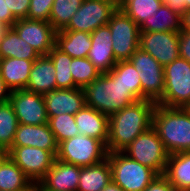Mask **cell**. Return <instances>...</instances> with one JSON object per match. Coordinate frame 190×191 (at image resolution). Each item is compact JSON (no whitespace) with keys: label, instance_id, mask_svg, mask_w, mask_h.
Instances as JSON below:
<instances>
[{"label":"cell","instance_id":"12","mask_svg":"<svg viewBox=\"0 0 190 191\" xmlns=\"http://www.w3.org/2000/svg\"><path fill=\"white\" fill-rule=\"evenodd\" d=\"M12 104L19 124L41 125L48 123V115L43 94L26 89L11 91Z\"/></svg>","mask_w":190,"mask_h":191},{"label":"cell","instance_id":"7","mask_svg":"<svg viewBox=\"0 0 190 191\" xmlns=\"http://www.w3.org/2000/svg\"><path fill=\"white\" fill-rule=\"evenodd\" d=\"M190 102V62L178 57L164 67V93L157 103L184 108Z\"/></svg>","mask_w":190,"mask_h":191},{"label":"cell","instance_id":"49","mask_svg":"<svg viewBox=\"0 0 190 191\" xmlns=\"http://www.w3.org/2000/svg\"><path fill=\"white\" fill-rule=\"evenodd\" d=\"M112 1H114L119 6L124 0H112Z\"/></svg>","mask_w":190,"mask_h":191},{"label":"cell","instance_id":"42","mask_svg":"<svg viewBox=\"0 0 190 191\" xmlns=\"http://www.w3.org/2000/svg\"><path fill=\"white\" fill-rule=\"evenodd\" d=\"M190 32V10L182 15L181 30Z\"/></svg>","mask_w":190,"mask_h":191},{"label":"cell","instance_id":"28","mask_svg":"<svg viewBox=\"0 0 190 191\" xmlns=\"http://www.w3.org/2000/svg\"><path fill=\"white\" fill-rule=\"evenodd\" d=\"M47 55L51 58L55 66L57 89H72L78 87L74 83L73 76L70 71L72 58L60 50L56 45Z\"/></svg>","mask_w":190,"mask_h":191},{"label":"cell","instance_id":"41","mask_svg":"<svg viewBox=\"0 0 190 191\" xmlns=\"http://www.w3.org/2000/svg\"><path fill=\"white\" fill-rule=\"evenodd\" d=\"M10 94L11 90L0 77V104L8 102L10 99Z\"/></svg>","mask_w":190,"mask_h":191},{"label":"cell","instance_id":"34","mask_svg":"<svg viewBox=\"0 0 190 191\" xmlns=\"http://www.w3.org/2000/svg\"><path fill=\"white\" fill-rule=\"evenodd\" d=\"M70 71L73 76L74 83L79 88H84L101 74V72L87 57L72 58Z\"/></svg>","mask_w":190,"mask_h":191},{"label":"cell","instance_id":"43","mask_svg":"<svg viewBox=\"0 0 190 191\" xmlns=\"http://www.w3.org/2000/svg\"><path fill=\"white\" fill-rule=\"evenodd\" d=\"M101 191H124L121 187L117 184L113 183L112 181L104 187Z\"/></svg>","mask_w":190,"mask_h":191},{"label":"cell","instance_id":"2","mask_svg":"<svg viewBox=\"0 0 190 191\" xmlns=\"http://www.w3.org/2000/svg\"><path fill=\"white\" fill-rule=\"evenodd\" d=\"M152 127L169 154L190 152V114L184 108L156 104Z\"/></svg>","mask_w":190,"mask_h":191},{"label":"cell","instance_id":"25","mask_svg":"<svg viewBox=\"0 0 190 191\" xmlns=\"http://www.w3.org/2000/svg\"><path fill=\"white\" fill-rule=\"evenodd\" d=\"M164 176L176 189H190V152L169 154Z\"/></svg>","mask_w":190,"mask_h":191},{"label":"cell","instance_id":"47","mask_svg":"<svg viewBox=\"0 0 190 191\" xmlns=\"http://www.w3.org/2000/svg\"><path fill=\"white\" fill-rule=\"evenodd\" d=\"M183 5L186 6L187 11L190 10V0H182Z\"/></svg>","mask_w":190,"mask_h":191},{"label":"cell","instance_id":"48","mask_svg":"<svg viewBox=\"0 0 190 191\" xmlns=\"http://www.w3.org/2000/svg\"><path fill=\"white\" fill-rule=\"evenodd\" d=\"M184 109L190 114V102L184 107Z\"/></svg>","mask_w":190,"mask_h":191},{"label":"cell","instance_id":"22","mask_svg":"<svg viewBox=\"0 0 190 191\" xmlns=\"http://www.w3.org/2000/svg\"><path fill=\"white\" fill-rule=\"evenodd\" d=\"M55 45L71 58H84L87 57L92 42L88 32L60 30L56 32Z\"/></svg>","mask_w":190,"mask_h":191},{"label":"cell","instance_id":"6","mask_svg":"<svg viewBox=\"0 0 190 191\" xmlns=\"http://www.w3.org/2000/svg\"><path fill=\"white\" fill-rule=\"evenodd\" d=\"M122 152L158 175H164L169 153L153 127L138 135Z\"/></svg>","mask_w":190,"mask_h":191},{"label":"cell","instance_id":"38","mask_svg":"<svg viewBox=\"0 0 190 191\" xmlns=\"http://www.w3.org/2000/svg\"><path fill=\"white\" fill-rule=\"evenodd\" d=\"M179 57L190 62V32L179 31Z\"/></svg>","mask_w":190,"mask_h":191},{"label":"cell","instance_id":"45","mask_svg":"<svg viewBox=\"0 0 190 191\" xmlns=\"http://www.w3.org/2000/svg\"><path fill=\"white\" fill-rule=\"evenodd\" d=\"M8 155V151L3 148L2 146H0V162L6 158V156Z\"/></svg>","mask_w":190,"mask_h":191},{"label":"cell","instance_id":"40","mask_svg":"<svg viewBox=\"0 0 190 191\" xmlns=\"http://www.w3.org/2000/svg\"><path fill=\"white\" fill-rule=\"evenodd\" d=\"M163 5L169 7L172 11L183 15L187 12L186 6L183 5L182 0H161Z\"/></svg>","mask_w":190,"mask_h":191},{"label":"cell","instance_id":"20","mask_svg":"<svg viewBox=\"0 0 190 191\" xmlns=\"http://www.w3.org/2000/svg\"><path fill=\"white\" fill-rule=\"evenodd\" d=\"M55 89V66L48 55H40L32 65L26 90L46 94Z\"/></svg>","mask_w":190,"mask_h":191},{"label":"cell","instance_id":"21","mask_svg":"<svg viewBox=\"0 0 190 191\" xmlns=\"http://www.w3.org/2000/svg\"><path fill=\"white\" fill-rule=\"evenodd\" d=\"M33 63L17 58L0 59V77L11 91L26 89Z\"/></svg>","mask_w":190,"mask_h":191},{"label":"cell","instance_id":"46","mask_svg":"<svg viewBox=\"0 0 190 191\" xmlns=\"http://www.w3.org/2000/svg\"><path fill=\"white\" fill-rule=\"evenodd\" d=\"M33 191H47V190H45V189L38 183V184H34Z\"/></svg>","mask_w":190,"mask_h":191},{"label":"cell","instance_id":"13","mask_svg":"<svg viewBox=\"0 0 190 191\" xmlns=\"http://www.w3.org/2000/svg\"><path fill=\"white\" fill-rule=\"evenodd\" d=\"M139 48L165 67L179 57V32H140Z\"/></svg>","mask_w":190,"mask_h":191},{"label":"cell","instance_id":"17","mask_svg":"<svg viewBox=\"0 0 190 191\" xmlns=\"http://www.w3.org/2000/svg\"><path fill=\"white\" fill-rule=\"evenodd\" d=\"M12 146L37 147L50 151L55 157L58 152V144L48 123L41 125L18 124Z\"/></svg>","mask_w":190,"mask_h":191},{"label":"cell","instance_id":"8","mask_svg":"<svg viewBox=\"0 0 190 191\" xmlns=\"http://www.w3.org/2000/svg\"><path fill=\"white\" fill-rule=\"evenodd\" d=\"M107 25L111 31L112 48L116 61L129 60L139 48V26L119 7Z\"/></svg>","mask_w":190,"mask_h":191},{"label":"cell","instance_id":"32","mask_svg":"<svg viewBox=\"0 0 190 191\" xmlns=\"http://www.w3.org/2000/svg\"><path fill=\"white\" fill-rule=\"evenodd\" d=\"M82 2L83 0H54L49 18L52 27L56 31L63 30Z\"/></svg>","mask_w":190,"mask_h":191},{"label":"cell","instance_id":"36","mask_svg":"<svg viewBox=\"0 0 190 191\" xmlns=\"http://www.w3.org/2000/svg\"><path fill=\"white\" fill-rule=\"evenodd\" d=\"M6 4L16 20L27 18L30 0H6Z\"/></svg>","mask_w":190,"mask_h":191},{"label":"cell","instance_id":"31","mask_svg":"<svg viewBox=\"0 0 190 191\" xmlns=\"http://www.w3.org/2000/svg\"><path fill=\"white\" fill-rule=\"evenodd\" d=\"M18 124L12 104L9 101L0 104V146L7 151L12 147Z\"/></svg>","mask_w":190,"mask_h":191},{"label":"cell","instance_id":"30","mask_svg":"<svg viewBox=\"0 0 190 191\" xmlns=\"http://www.w3.org/2000/svg\"><path fill=\"white\" fill-rule=\"evenodd\" d=\"M162 5L161 0H124L122 9L138 26L151 17Z\"/></svg>","mask_w":190,"mask_h":191},{"label":"cell","instance_id":"27","mask_svg":"<svg viewBox=\"0 0 190 191\" xmlns=\"http://www.w3.org/2000/svg\"><path fill=\"white\" fill-rule=\"evenodd\" d=\"M40 55L11 27L0 41V59L17 58L35 61Z\"/></svg>","mask_w":190,"mask_h":191},{"label":"cell","instance_id":"1","mask_svg":"<svg viewBox=\"0 0 190 191\" xmlns=\"http://www.w3.org/2000/svg\"><path fill=\"white\" fill-rule=\"evenodd\" d=\"M155 106L153 101L137 100L109 116L107 151H122L138 135L151 128Z\"/></svg>","mask_w":190,"mask_h":191},{"label":"cell","instance_id":"23","mask_svg":"<svg viewBox=\"0 0 190 191\" xmlns=\"http://www.w3.org/2000/svg\"><path fill=\"white\" fill-rule=\"evenodd\" d=\"M112 181L108 158L100 163L81 167L77 191H101Z\"/></svg>","mask_w":190,"mask_h":191},{"label":"cell","instance_id":"4","mask_svg":"<svg viewBox=\"0 0 190 191\" xmlns=\"http://www.w3.org/2000/svg\"><path fill=\"white\" fill-rule=\"evenodd\" d=\"M112 182L124 191H144L158 175L150 167L134 161L122 151L108 152Z\"/></svg>","mask_w":190,"mask_h":191},{"label":"cell","instance_id":"50","mask_svg":"<svg viewBox=\"0 0 190 191\" xmlns=\"http://www.w3.org/2000/svg\"><path fill=\"white\" fill-rule=\"evenodd\" d=\"M177 191H190V189H177Z\"/></svg>","mask_w":190,"mask_h":191},{"label":"cell","instance_id":"37","mask_svg":"<svg viewBox=\"0 0 190 191\" xmlns=\"http://www.w3.org/2000/svg\"><path fill=\"white\" fill-rule=\"evenodd\" d=\"M144 191H177V189L164 175H157Z\"/></svg>","mask_w":190,"mask_h":191},{"label":"cell","instance_id":"5","mask_svg":"<svg viewBox=\"0 0 190 191\" xmlns=\"http://www.w3.org/2000/svg\"><path fill=\"white\" fill-rule=\"evenodd\" d=\"M106 145L98 139L77 135L58 144L56 159L79 167L100 163L107 158Z\"/></svg>","mask_w":190,"mask_h":191},{"label":"cell","instance_id":"44","mask_svg":"<svg viewBox=\"0 0 190 191\" xmlns=\"http://www.w3.org/2000/svg\"><path fill=\"white\" fill-rule=\"evenodd\" d=\"M11 27L8 24H5L3 22H0V41L5 37L7 31L10 29Z\"/></svg>","mask_w":190,"mask_h":191},{"label":"cell","instance_id":"19","mask_svg":"<svg viewBox=\"0 0 190 191\" xmlns=\"http://www.w3.org/2000/svg\"><path fill=\"white\" fill-rule=\"evenodd\" d=\"M74 116L79 135L92 137L107 144L109 116L86 105Z\"/></svg>","mask_w":190,"mask_h":191},{"label":"cell","instance_id":"15","mask_svg":"<svg viewBox=\"0 0 190 191\" xmlns=\"http://www.w3.org/2000/svg\"><path fill=\"white\" fill-rule=\"evenodd\" d=\"M48 117L62 113L75 115L85 104L83 88L55 89L43 94Z\"/></svg>","mask_w":190,"mask_h":191},{"label":"cell","instance_id":"33","mask_svg":"<svg viewBox=\"0 0 190 191\" xmlns=\"http://www.w3.org/2000/svg\"><path fill=\"white\" fill-rule=\"evenodd\" d=\"M48 125L54 134L57 144L79 135L75 116L71 114L62 113L58 116L48 117Z\"/></svg>","mask_w":190,"mask_h":191},{"label":"cell","instance_id":"24","mask_svg":"<svg viewBox=\"0 0 190 191\" xmlns=\"http://www.w3.org/2000/svg\"><path fill=\"white\" fill-rule=\"evenodd\" d=\"M34 184L7 155L0 162V190L33 191Z\"/></svg>","mask_w":190,"mask_h":191},{"label":"cell","instance_id":"14","mask_svg":"<svg viewBox=\"0 0 190 191\" xmlns=\"http://www.w3.org/2000/svg\"><path fill=\"white\" fill-rule=\"evenodd\" d=\"M12 28L39 55H47L55 46L57 31L50 22L24 18L18 19Z\"/></svg>","mask_w":190,"mask_h":191},{"label":"cell","instance_id":"3","mask_svg":"<svg viewBox=\"0 0 190 191\" xmlns=\"http://www.w3.org/2000/svg\"><path fill=\"white\" fill-rule=\"evenodd\" d=\"M85 104L97 111L111 116L137 99L109 71L101 73L84 88Z\"/></svg>","mask_w":190,"mask_h":191},{"label":"cell","instance_id":"18","mask_svg":"<svg viewBox=\"0 0 190 191\" xmlns=\"http://www.w3.org/2000/svg\"><path fill=\"white\" fill-rule=\"evenodd\" d=\"M81 167L57 159L39 184L47 191H77Z\"/></svg>","mask_w":190,"mask_h":191},{"label":"cell","instance_id":"35","mask_svg":"<svg viewBox=\"0 0 190 191\" xmlns=\"http://www.w3.org/2000/svg\"><path fill=\"white\" fill-rule=\"evenodd\" d=\"M54 0H30L27 19L49 22Z\"/></svg>","mask_w":190,"mask_h":191},{"label":"cell","instance_id":"10","mask_svg":"<svg viewBox=\"0 0 190 191\" xmlns=\"http://www.w3.org/2000/svg\"><path fill=\"white\" fill-rule=\"evenodd\" d=\"M118 7L112 0H83L63 30L92 33L97 28L107 25Z\"/></svg>","mask_w":190,"mask_h":191},{"label":"cell","instance_id":"26","mask_svg":"<svg viewBox=\"0 0 190 191\" xmlns=\"http://www.w3.org/2000/svg\"><path fill=\"white\" fill-rule=\"evenodd\" d=\"M181 20V15L162 4L151 17L139 26V30L140 32H179Z\"/></svg>","mask_w":190,"mask_h":191},{"label":"cell","instance_id":"9","mask_svg":"<svg viewBox=\"0 0 190 191\" xmlns=\"http://www.w3.org/2000/svg\"><path fill=\"white\" fill-rule=\"evenodd\" d=\"M129 61L138 71L142 100H150L157 104L164 93V67L140 48L132 54Z\"/></svg>","mask_w":190,"mask_h":191},{"label":"cell","instance_id":"29","mask_svg":"<svg viewBox=\"0 0 190 191\" xmlns=\"http://www.w3.org/2000/svg\"><path fill=\"white\" fill-rule=\"evenodd\" d=\"M110 72L137 100H142V88L139 74L129 60L118 61Z\"/></svg>","mask_w":190,"mask_h":191},{"label":"cell","instance_id":"16","mask_svg":"<svg viewBox=\"0 0 190 191\" xmlns=\"http://www.w3.org/2000/svg\"><path fill=\"white\" fill-rule=\"evenodd\" d=\"M91 49L87 58L101 72H109L117 63L112 48V36L108 25L101 26L90 33Z\"/></svg>","mask_w":190,"mask_h":191},{"label":"cell","instance_id":"11","mask_svg":"<svg viewBox=\"0 0 190 191\" xmlns=\"http://www.w3.org/2000/svg\"><path fill=\"white\" fill-rule=\"evenodd\" d=\"M8 156L33 184H38L46 176L56 159L50 151L31 146H12Z\"/></svg>","mask_w":190,"mask_h":191},{"label":"cell","instance_id":"39","mask_svg":"<svg viewBox=\"0 0 190 191\" xmlns=\"http://www.w3.org/2000/svg\"><path fill=\"white\" fill-rule=\"evenodd\" d=\"M16 21L10 10H7L6 0H0V22L12 27Z\"/></svg>","mask_w":190,"mask_h":191}]
</instances>
